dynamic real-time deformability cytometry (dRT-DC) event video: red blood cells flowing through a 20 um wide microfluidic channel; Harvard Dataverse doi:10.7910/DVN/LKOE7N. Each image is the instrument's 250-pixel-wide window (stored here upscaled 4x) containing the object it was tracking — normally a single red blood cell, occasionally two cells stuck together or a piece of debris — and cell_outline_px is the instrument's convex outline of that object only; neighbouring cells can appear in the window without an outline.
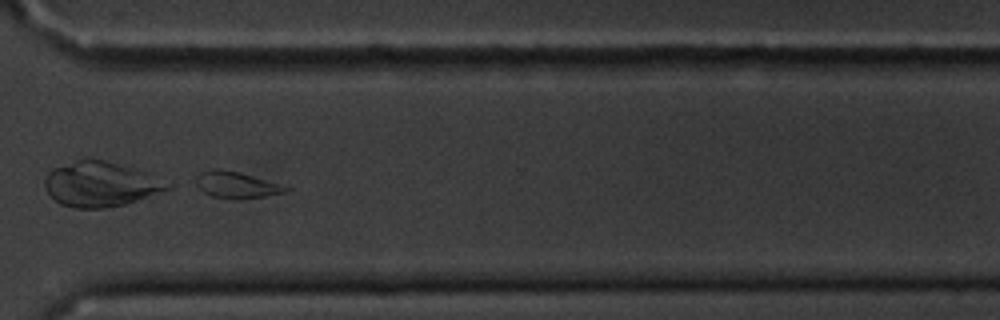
{"species": "common noctule bat (a hibernating species)", "species_latin": "Nyctalus noctula", "temperature_condition": "cold", "stored_images_in_passage": 10, "camera_frame_rate_fps": 3000, "um_per_image_px": 0.085, "animal": {"sex": "male", "body_mass_g": 20.1, "forearm_length_mm": 53.5}, "frame": {"image": 1, "passage_image": 9, "time_ms": 9.667, "image_size_px": [1000, 320], "cell_outline_px": [[292, 188], [284, 192], [264, 196], [212, 196], [204, 192], [196, 184], [196, 176], [200, 172], [212, 168], [220, 168], [292, 184]], "centroid_in_image_um": [20.21, 15.64], "position_along_channel_um": 350.4, "area_um2": 13.7}}